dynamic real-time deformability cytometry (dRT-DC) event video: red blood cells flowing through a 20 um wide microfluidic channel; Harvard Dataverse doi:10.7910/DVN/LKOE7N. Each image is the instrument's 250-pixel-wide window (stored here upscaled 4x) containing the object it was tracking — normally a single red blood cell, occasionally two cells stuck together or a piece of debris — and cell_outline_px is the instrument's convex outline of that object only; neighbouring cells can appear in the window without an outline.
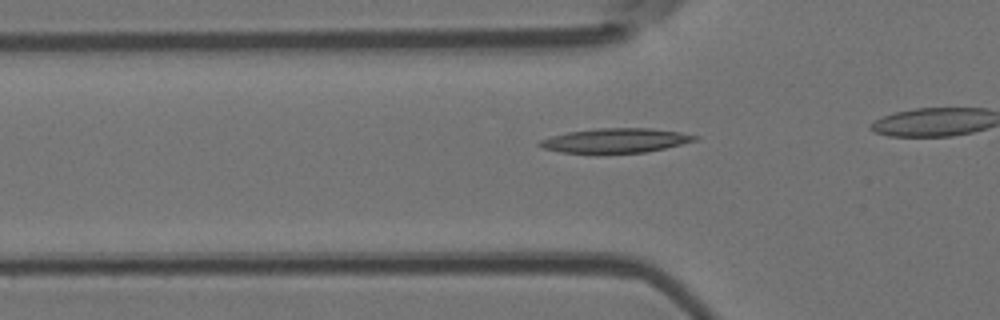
{"species": "Egyptian fruit bat (a non-hibernating species)", "species_latin": "Rousettus aegyptiacus", "temperature_condition": "room temperature", "stored_images_in_passage": 16, "camera_frame_rate_fps": 3000, "um_per_image_px": 0.085, "animal": {"sex": "female"}, "frame": {"image": 1, "passage_image": 5, "time_ms": 1.333, "image_size_px": [1000, 320], "cell_outline_px": [[700, 136], [696, 140], [664, 148], [644, 152], [596, 156], [560, 152], [544, 148], [536, 144], [540, 140], [552, 136], [568, 132], [596, 128], [648, 128], [680, 132]], "centroid_in_image_um": [52.24, 11.98], "position_along_channel_um": 73.6, "area_um2": 22.83}}
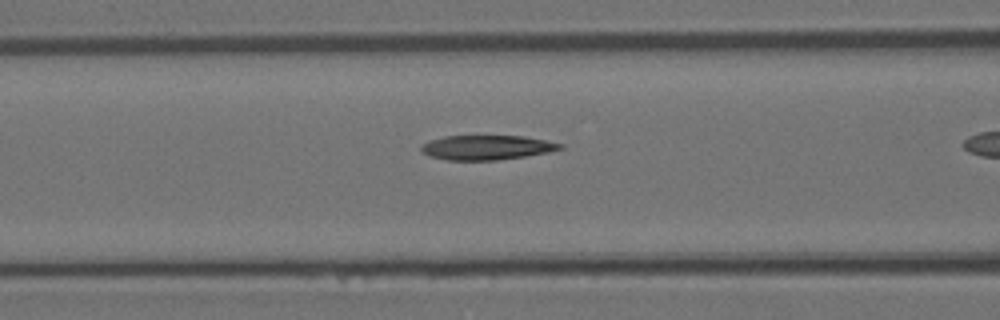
{"frame": {"image": 2, "passage_image": 9, "time_ms": 2.667, "image_size_px": [1000, 320], "cell_outline_px": [[564, 148], [548, 152], [524, 156], [496, 160], [448, 160], [428, 156], [420, 152], [420, 144], [428, 140], [444, 136], [524, 136], [564, 144]], "centroid_in_image_um": [41.31, 12.53], "position_along_channel_um": 125.3, "area_um2": 20.0}}
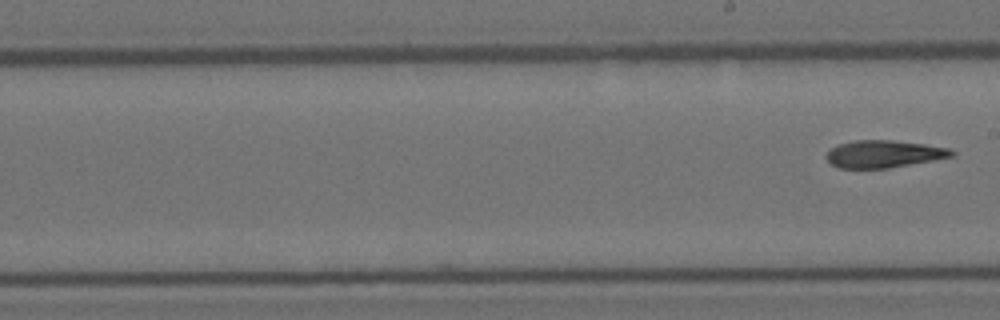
{"frame": {"image": 3, "passage_image": 16, "time_ms": 5.0, "image_size_px": [1000, 320], "cell_outline_px": [[956, 152], [952, 156], [932, 160], [888, 168], [840, 168], [832, 164], [824, 156], [832, 148], [840, 144], [856, 140], [892, 140], [924, 144], [948, 148]], "centroid_in_image_um": [75.11, 13.08], "position_along_channel_um": 213.9, "area_um2": 19.65}}